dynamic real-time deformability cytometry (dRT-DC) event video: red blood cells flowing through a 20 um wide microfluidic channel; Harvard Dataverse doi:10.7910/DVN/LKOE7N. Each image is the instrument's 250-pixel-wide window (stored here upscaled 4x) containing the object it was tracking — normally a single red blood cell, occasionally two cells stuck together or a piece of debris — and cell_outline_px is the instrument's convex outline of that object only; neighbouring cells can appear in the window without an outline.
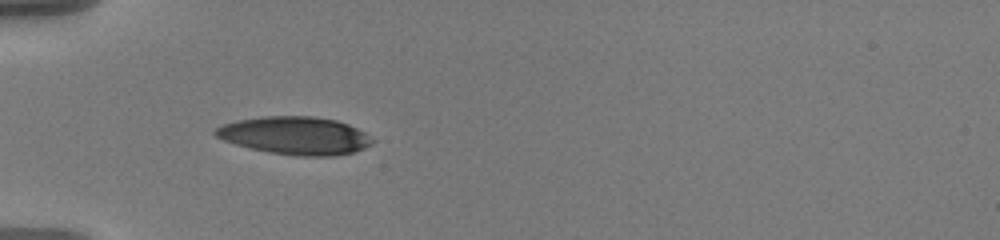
{"species": "human", "species_latin": "Homo sapiens", "temperature_condition": "warm", "stored_images_in_passage": 39, "camera_frame_rate_fps": 3000, "um_per_image_px": 0.085, "donor": {"sex": "male"}, "frame": {"image": 1, "passage_image": 1, "time_ms": 0.0, "image_size_px": [1000, 240], "cell_outline_px": [[376, 140], [372, 144], [364, 148], [352, 152], [332, 156], [300, 156], [268, 152], [236, 144], [224, 140], [216, 136], [212, 132], [216, 128], [224, 124], [236, 120], [264, 116], [312, 116], [336, 120], [348, 124], [364, 132]], "centroid_in_image_um": [25.1, 11.52], "position_along_channel_um": 59.9, "area_um2": 34.51}}
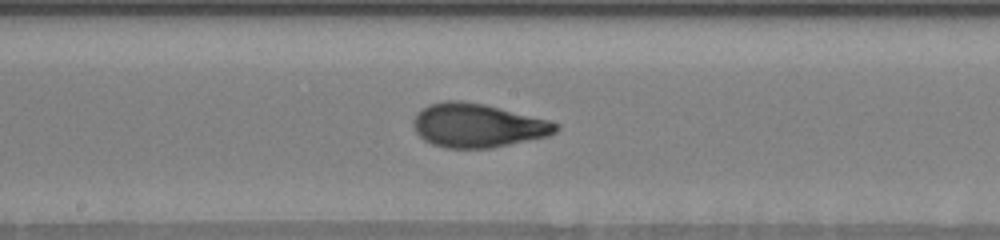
{"frame": {"image": 2, "passage_image": 14, "time_ms": 4.333, "image_size_px": [1000, 240], "cell_outline_px": [[560, 128], [556, 132], [548, 136], [488, 148], [444, 148], [432, 144], [424, 140], [416, 132], [412, 124], [412, 120], [416, 112], [428, 104], [444, 100], [464, 100], [484, 104], [548, 120], [560, 124]], "centroid_in_image_um": [40.55, 10.65], "position_along_channel_um": 207.7, "area_um2": 36.47}}
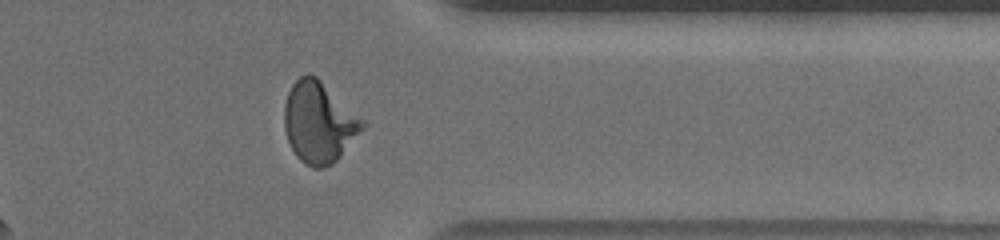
{"frame": {"image": 3, "passage_image": 29, "time_ms": 9.333, "image_size_px": [1000, 240], "cell_outline_px": [[364, 128], [340, 156], [332, 164], [324, 168], [312, 168], [300, 160], [296, 156], [288, 140], [284, 128], [284, 104], [288, 92], [292, 84], [300, 76], [308, 72], [316, 76], [364, 124]], "centroid_in_image_um": [27.04, 10.42], "position_along_channel_um": 384.4, "area_um2": 36.01}, "authors_computed_cell_mechanics": {"area_um2": 35.1424, "velocity_mm_per_s": 3.6123, "shape_relaxation_time_tau1_ms": 4.4257, "shape_relaxation_time_tau2_ms": 0.8842, "deformation_change_tau1": 0.2336, "deformation_change_tau2": 0.0717}}